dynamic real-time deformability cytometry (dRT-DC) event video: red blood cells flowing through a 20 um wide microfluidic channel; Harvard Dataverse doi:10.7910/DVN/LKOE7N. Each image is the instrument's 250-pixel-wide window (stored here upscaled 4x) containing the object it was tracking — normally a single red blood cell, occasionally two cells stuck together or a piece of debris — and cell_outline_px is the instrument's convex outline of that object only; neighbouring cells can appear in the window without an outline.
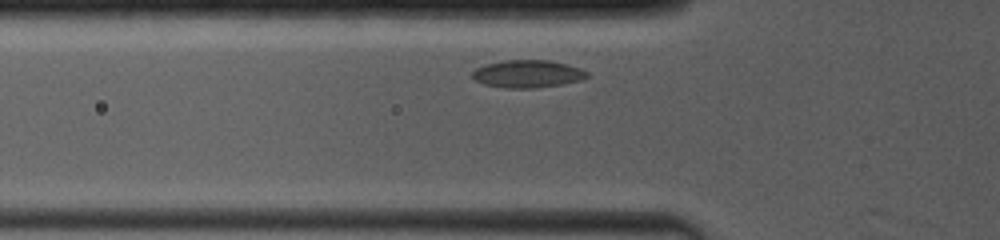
{"species": "common noctule bat (a hibernating species)", "species_latin": "Nyctalus noctula", "temperature_condition": "room temperature", "stored_images_in_passage": 5, "camera_frame_rate_fps": 4000, "um_per_image_px": 0.085, "animal": {"sex": "female", "body_mass_g": 19.0, "forearm_length_mm": 53.3}, "frame": {"image": 1, "passage_image": 2, "time_ms": 0.5, "image_size_px": [1000, 240], "cell_outline_px": [[588, 76], [580, 80], [560, 84], [536, 88], [504, 88], [484, 84], [476, 80], [472, 76], [472, 72], [476, 68], [484, 64], [504, 60], [548, 60], [568, 64], [580, 68], [588, 72]], "centroid_in_image_um": [44.83, 6.27], "position_along_channel_um": 81.0, "area_um2": 18.44}}
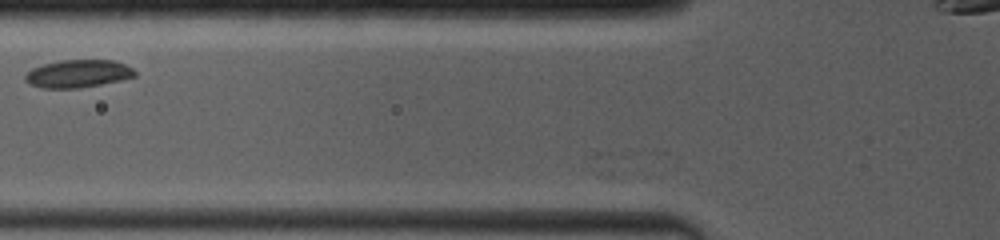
{"frame": {"image": 2, "passage_image": 4, "time_ms": 1.5, "image_size_px": [1000, 240], "cell_outline_px": [[136, 76], [120, 80], [100, 84], [76, 88], [40, 88], [24, 80], [24, 76], [32, 68], [44, 64], [60, 60], [112, 60], [124, 64], [132, 68], [136, 72]], "centroid_in_image_um": [6.62, 6.26], "position_along_channel_um": 119.2, "area_um2": 17.57}}